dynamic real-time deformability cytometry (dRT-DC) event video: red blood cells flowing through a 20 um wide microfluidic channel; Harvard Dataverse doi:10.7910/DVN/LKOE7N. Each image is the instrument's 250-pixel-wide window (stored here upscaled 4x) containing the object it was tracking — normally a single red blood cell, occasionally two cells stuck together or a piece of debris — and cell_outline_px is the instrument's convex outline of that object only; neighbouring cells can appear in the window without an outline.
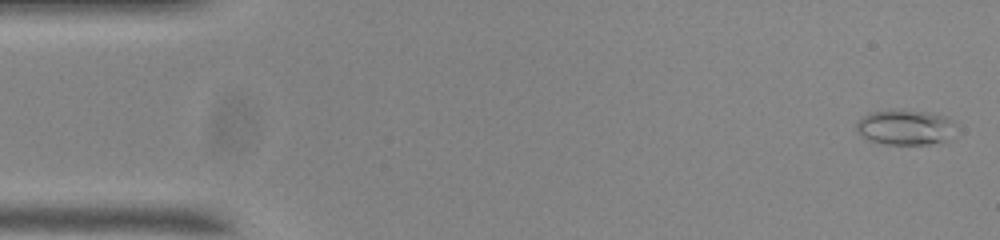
{"species": "common noctule bat (a hibernating species)", "species_latin": "Nyctalus noctula", "temperature_condition": "room temperature", "stored_images_in_passage": 54, "camera_frame_rate_fps": 3000, "um_per_image_px": 0.085, "animal": {"sex": "male", "body_mass_g": 20.0, "forearm_length_mm": 53.3}, "frame": {"image": 1, "passage_image": 2, "time_ms": 0.333, "image_size_px": [1000, 240], "cell_outline_px": [[956, 124], [948, 140], [928, 144], [884, 144], [868, 140], [856, 132], [856, 120], [860, 116], [872, 112], [900, 108], [904, 108], [928, 112], [948, 116]], "centroid_in_image_um": [76.91, 10.79], "position_along_channel_um": 8.1, "area_um2": 20.98}}
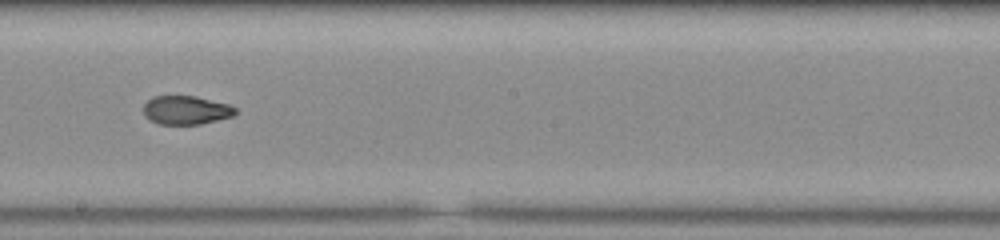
{"frame": {"image": 2, "passage_image": 30, "time_ms": 9.667, "image_size_px": [1000, 240], "cell_outline_px": [[236, 112], [232, 116], [200, 124], [160, 124], [148, 120], [144, 116], [144, 104], [152, 96], [196, 96], [228, 104], [236, 108]], "centroid_in_image_um": [15.78, 9.36], "position_along_channel_um": 232.4, "area_um2": 15.32}}
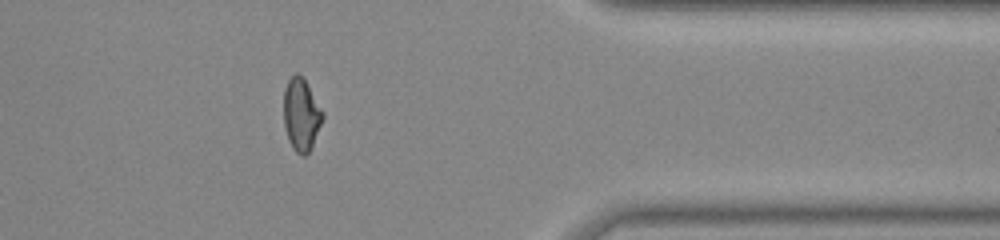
{"frame": {"image": 3, "passage_image": 44, "time_ms": 14.333, "image_size_px": [1000, 240], "cell_outline_px": [[324, 116], [312, 144], [308, 152], [304, 156], [296, 152], [292, 148], [288, 140], [284, 128], [284, 88], [288, 80], [296, 72], [304, 80], [324, 112]], "centroid_in_image_um": [25.58, 9.75], "position_along_channel_um": 385.8, "area_um2": 16.18}, "authors_computed_cell_mechanics": {"area_um2": 16.4152, "velocity_mm_per_s": 3.7406, "shape_relaxation_time_tau1_ms": null, "shape_relaxation_time_tau2_ms": 2.0578, "deformation_change_tau1": null, "deformation_change_tau2": 0.0752}}